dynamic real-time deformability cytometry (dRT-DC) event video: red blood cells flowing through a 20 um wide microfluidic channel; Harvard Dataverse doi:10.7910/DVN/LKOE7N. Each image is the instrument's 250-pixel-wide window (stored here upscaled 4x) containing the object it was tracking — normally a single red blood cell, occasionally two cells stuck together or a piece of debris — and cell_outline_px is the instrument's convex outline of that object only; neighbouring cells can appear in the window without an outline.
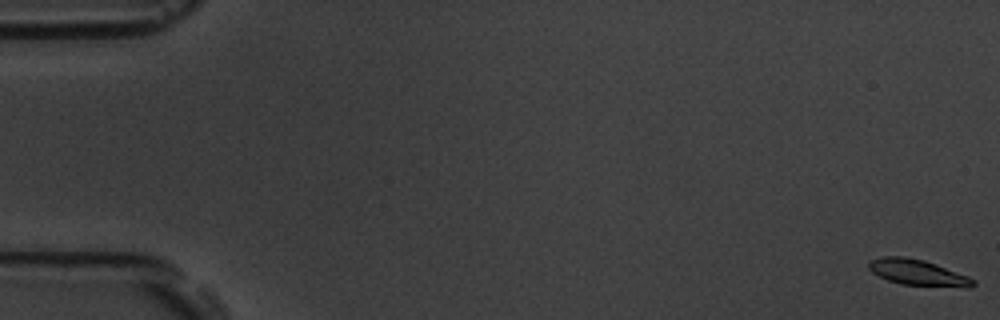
{"species": "common noctule bat (a hibernating species)", "species_latin": "Nyctalus noctula", "temperature_condition": "room temperature", "stored_images_in_passage": 11, "camera_frame_rate_fps": 3000, "um_per_image_px": 0.085, "animal": {"sex": "male", "body_mass_g": 19.5, "forearm_length_mm": 54.6}, "frame": {"image": 1, "passage_image": 1, "time_ms": 0.0, "image_size_px": [1000, 320], "cell_outline_px": [[976, 284], [972, 288], [968, 288], [900, 284], [888, 280], [872, 272], [868, 268], [868, 260], [884, 256], [904, 256], [924, 260], [936, 264], [968, 276], [976, 280]], "centroid_in_image_um": [78.04, 23.17], "position_along_channel_um": 7.0, "area_um2": 15.95}}